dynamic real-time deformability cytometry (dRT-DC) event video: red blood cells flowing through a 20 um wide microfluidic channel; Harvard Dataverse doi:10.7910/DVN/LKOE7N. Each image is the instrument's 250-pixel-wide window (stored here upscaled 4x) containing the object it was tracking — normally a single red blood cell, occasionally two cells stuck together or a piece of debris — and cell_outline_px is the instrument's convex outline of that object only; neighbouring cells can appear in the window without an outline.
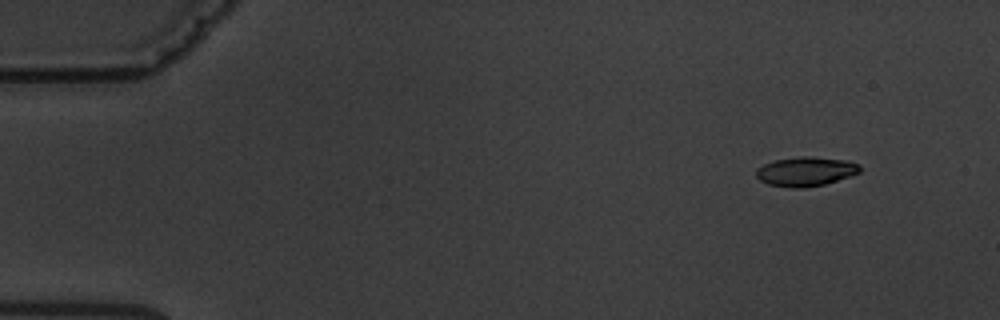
{"species": "common noctule bat (a hibernating species)", "species_latin": "Nyctalus noctula", "temperature_condition": "warm", "stored_images_in_passage": 5, "camera_frame_rate_fps": 3000, "um_per_image_px": 0.085, "animal": {"sex": "male", "body_mass_g": 19.5, "forearm_length_mm": 54.6}, "frame": {"image": 1, "passage_image": 1, "time_ms": 0.0, "image_size_px": [1000, 320], "cell_outline_px": [[860, 172], [824, 184], [804, 188], [788, 188], [768, 184], [760, 180], [756, 176], [756, 168], [764, 164], [776, 160], [800, 156], [808, 156], [848, 160], [856, 164], [860, 168]], "centroid_in_image_um": [68.44, 14.58], "position_along_channel_um": 16.6, "area_um2": 17.57}}
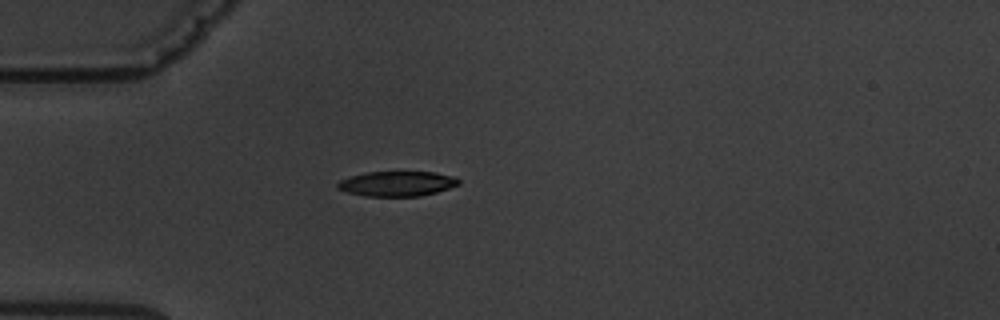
{"frame": {"image": 2, "passage_image": 4, "time_ms": 3.667, "image_size_px": [1000, 320], "cell_outline_px": [[460, 184], [436, 192], [420, 196], [364, 196], [348, 192], [336, 188], [336, 184], [340, 180], [364, 172], [432, 172], [456, 176], [460, 180]], "centroid_in_image_um": [33.75, 15.61], "position_along_channel_um": 51.2, "area_um2": 17.63}}